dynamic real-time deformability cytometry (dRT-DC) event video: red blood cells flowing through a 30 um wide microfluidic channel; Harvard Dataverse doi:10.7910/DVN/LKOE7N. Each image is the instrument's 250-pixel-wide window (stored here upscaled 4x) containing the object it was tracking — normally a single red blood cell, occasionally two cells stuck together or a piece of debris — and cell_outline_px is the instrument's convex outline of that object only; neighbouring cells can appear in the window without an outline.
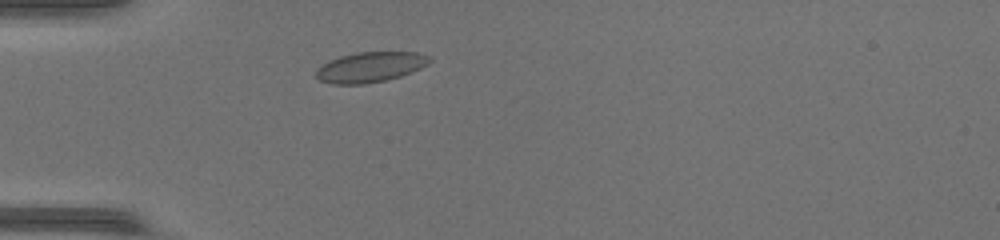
{"species": "common noctule bat (a hibernating species)", "species_latin": "Nyctalus noctula", "temperature_condition": "warm", "stored_images_in_passage": 38, "camera_frame_rate_fps": 3000, "um_per_image_px": 0.085, "animal": {"sex": "female", "body_mass_g": 17.0, "forearm_length_mm": 48.0}, "frame": {"image": 1, "passage_image": 5, "time_ms": 1.333, "image_size_px": [1000, 240], "cell_outline_px": [[432, 60], [428, 64], [420, 68], [400, 76], [384, 80], [364, 84], [332, 84], [320, 80], [316, 76], [316, 68], [328, 60], [340, 56], [356, 52], [416, 52], [432, 56]], "centroid_in_image_um": [31.46, 5.69], "position_along_channel_um": 53.5, "area_um2": 20.06}}
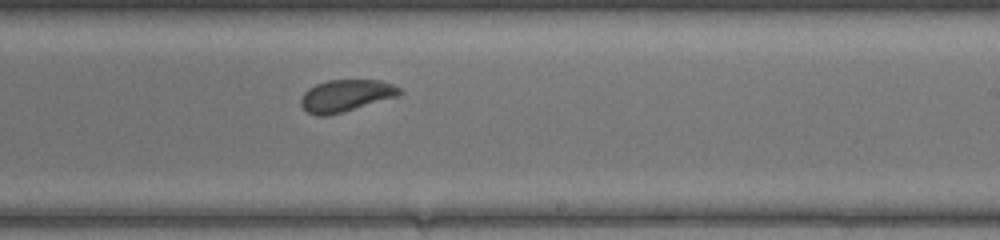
{"frame": {"image": 2, "passage_image": 20, "time_ms": 6.333, "image_size_px": [1000, 240], "cell_outline_px": [[404, 92], [400, 96], [328, 116], [316, 116], [308, 112], [300, 104], [300, 100], [304, 92], [308, 88], [316, 84], [328, 80], [380, 80], [392, 84], [400, 88]], "centroid_in_image_um": [29.42, 8.13], "position_along_channel_um": 259.6, "area_um2": 18.55}}
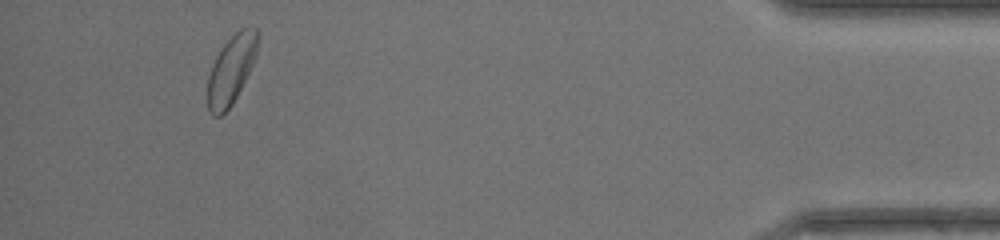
{"frame": {"image": 3, "passage_image": 35, "time_ms": 11.333, "image_size_px": [1000, 240], "cell_outline_px": [[260, 36], [256, 52], [252, 64], [232, 104], [220, 116], [212, 116], [208, 108], [208, 76], [212, 64], [220, 48], [240, 28], [256, 28]], "centroid_in_image_um": [19.64, 5.89], "position_along_channel_um": 415.6, "area_um2": 19.65}, "authors_computed_cell_mechanics": {"area_um2": 19.1896, "velocity_mm_per_s": 4.3775, "shape_relaxation_time_tau1_ms": 3.1012, "shape_relaxation_time_tau2_ms": 0.5804, "deformation_change_tau1": 0.0808, "deformation_change_tau2": 0.0384}}